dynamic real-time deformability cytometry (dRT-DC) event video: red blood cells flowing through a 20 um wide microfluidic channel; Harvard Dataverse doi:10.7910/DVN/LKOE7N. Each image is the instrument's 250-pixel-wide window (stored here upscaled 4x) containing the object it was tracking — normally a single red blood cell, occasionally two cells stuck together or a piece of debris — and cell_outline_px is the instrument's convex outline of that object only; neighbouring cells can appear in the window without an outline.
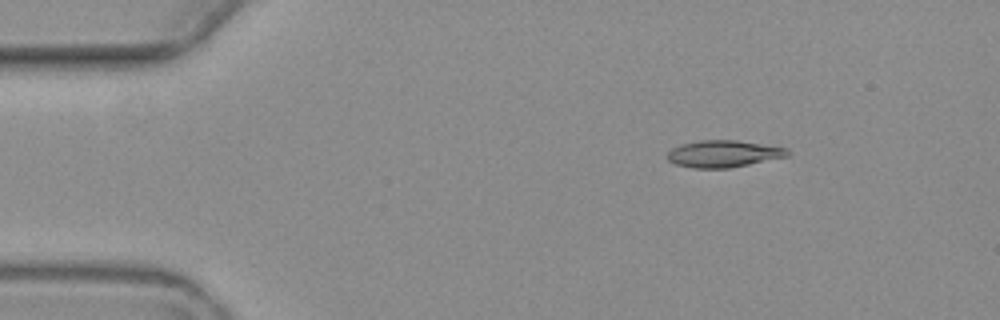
{"species": "common noctule bat (a hibernating species)", "species_latin": "Nyctalus noctula", "temperature_condition": "warm", "stored_images_in_passage": 6, "camera_frame_rate_fps": 3000, "um_per_image_px": 0.085, "animal": {"sex": "female", "body_mass_g": 19.3, "forearm_length_mm": 54.1}, "frame": {"image": 1, "passage_image": 3, "time_ms": 2.667, "image_size_px": [1000, 320], "cell_outline_px": [[792, 152], [788, 156], [728, 168], [692, 168], [676, 164], [668, 160], [668, 152], [672, 148], [680, 144], [700, 140], [736, 140], [788, 148]], "centroid_in_image_um": [61.5, 13.06], "position_along_channel_um": 23.5, "area_um2": 18.79}}
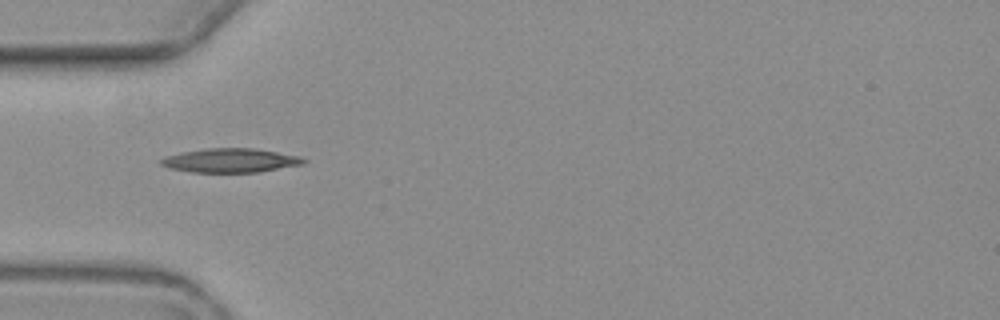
{"frame": {"image": 2, "passage_image": 6, "time_ms": 6.0, "image_size_px": [1000, 320], "cell_outline_px": [[308, 160], [304, 164], [260, 172], [192, 172], [168, 168], [160, 164], [160, 160], [164, 156], [180, 152], [208, 148], [252, 148], [300, 156]], "centroid_in_image_um": [19.58, 13.64], "position_along_channel_um": 65.4, "area_um2": 20.06}}